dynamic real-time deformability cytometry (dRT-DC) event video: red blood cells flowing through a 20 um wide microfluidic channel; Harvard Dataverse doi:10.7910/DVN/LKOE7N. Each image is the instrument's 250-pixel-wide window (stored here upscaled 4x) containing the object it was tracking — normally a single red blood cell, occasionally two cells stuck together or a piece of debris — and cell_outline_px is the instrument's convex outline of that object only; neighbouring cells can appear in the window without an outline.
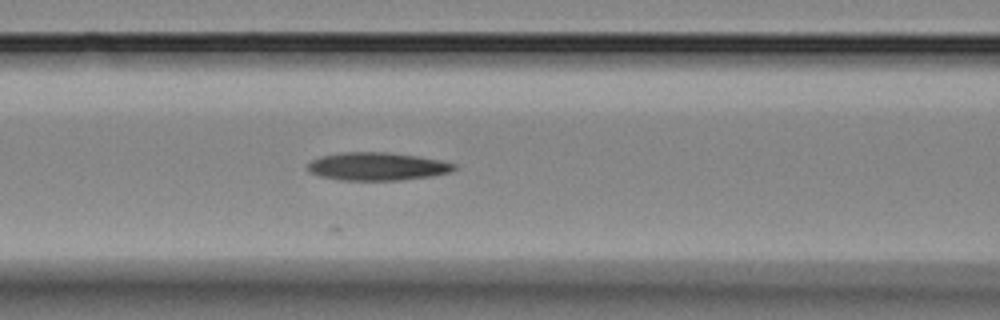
{"species": "Egyptian fruit bat (a non-hibernating species)", "species_latin": "Rousettus aegyptiacus", "temperature_condition": "room temperature", "stored_images_in_passage": 4, "camera_frame_rate_fps": 3000, "um_per_image_px": 0.085, "animal": {"sex": "female"}, "frame": {"image": 1, "passage_image": 4, "time_ms": 4.333, "image_size_px": [1000, 320], "cell_outline_px": [[460, 168], [452, 172], [432, 176], [400, 180], [340, 180], [320, 176], [308, 172], [308, 164], [312, 160], [320, 156], [340, 152], [388, 152], [420, 156], [444, 160], [456, 164]], "centroid_in_image_um": [32.13, 14.14], "position_along_channel_um": 134.5, "area_um2": 24.33}}